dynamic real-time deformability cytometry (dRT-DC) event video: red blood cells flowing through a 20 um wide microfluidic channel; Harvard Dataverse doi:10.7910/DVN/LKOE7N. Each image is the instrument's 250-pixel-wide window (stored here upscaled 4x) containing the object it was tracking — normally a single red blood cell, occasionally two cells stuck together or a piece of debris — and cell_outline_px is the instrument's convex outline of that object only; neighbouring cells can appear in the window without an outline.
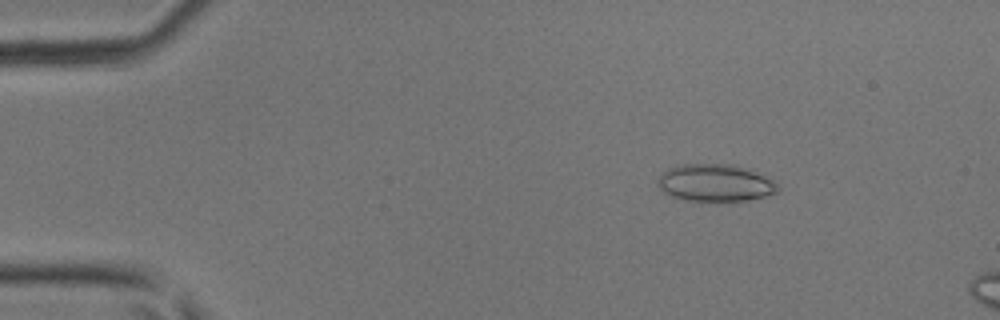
{"species": "common noctule bat (a hibernating species)", "species_latin": "Nyctalus noctula", "temperature_condition": "room temperature", "stored_images_in_passage": 12, "camera_frame_rate_fps": 3000, "um_per_image_px": 0.085, "animal": {"sex": "male", "body_mass_g": 17.9, "forearm_length_mm": 54.2}, "frame": {"image": 1, "passage_image": 7, "time_ms": 2.0, "image_size_px": [1000, 320], "cell_outline_px": [[780, 188], [776, 192], [764, 196], [748, 200], [684, 200], [672, 196], [664, 192], [656, 184], [656, 180], [668, 168], [680, 164], [736, 164], [748, 168], [772, 180]], "centroid_in_image_um": [60.77, 15.52], "position_along_channel_um": 24.2, "area_um2": 25.89}}